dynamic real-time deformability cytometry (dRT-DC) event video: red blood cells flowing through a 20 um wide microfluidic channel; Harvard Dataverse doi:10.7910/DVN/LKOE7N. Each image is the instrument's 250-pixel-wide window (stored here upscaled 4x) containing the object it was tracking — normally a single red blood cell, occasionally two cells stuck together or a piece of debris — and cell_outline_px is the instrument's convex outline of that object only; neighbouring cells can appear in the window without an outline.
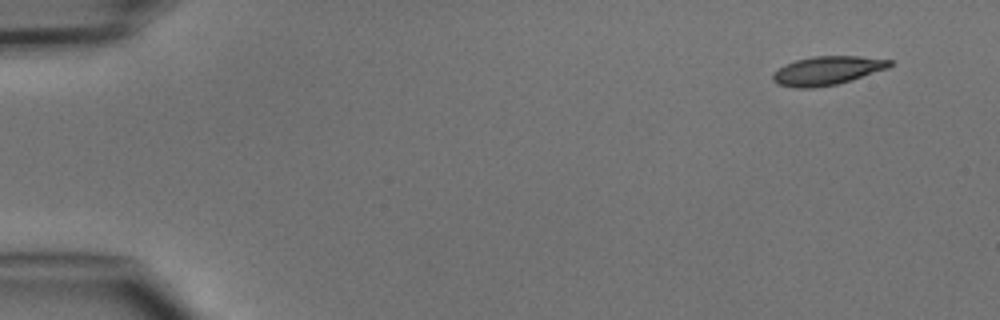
{"species": "common noctule bat (a hibernating species)", "species_latin": "Nyctalus noctula", "temperature_condition": "cold", "stored_images_in_passage": 4, "camera_frame_rate_fps": 3000, "um_per_image_px": 0.085, "animal": {"sex": "male", "body_mass_g": 15.6}, "frame": {"image": 1, "passage_image": 1, "time_ms": 0.0, "image_size_px": [1000, 320], "cell_outline_px": [[892, 64], [888, 68], [852, 80], [836, 84], [812, 88], [796, 88], [776, 84], [772, 80], [772, 76], [784, 64], [796, 60], [812, 56], [860, 56], [892, 60]], "centroid_in_image_um": [70.31, 6.0], "position_along_channel_um": 14.7, "area_um2": 19.54}}
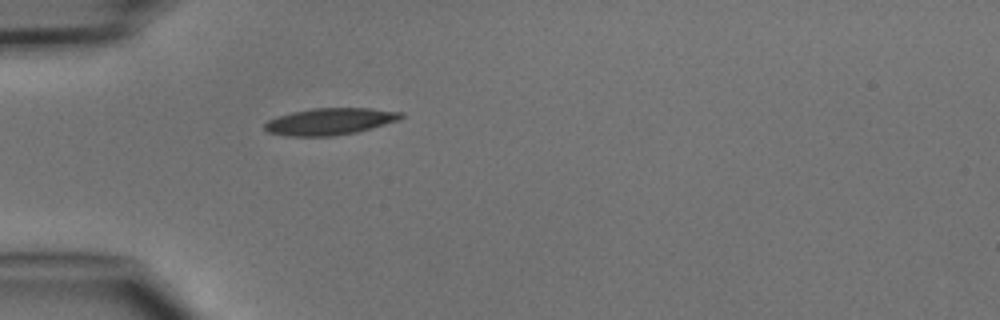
{"frame": {"image": 2, "passage_image": 4, "time_ms": 3.667, "image_size_px": [1000, 320], "cell_outline_px": [[404, 116], [400, 120], [356, 132], [332, 136], [288, 136], [268, 132], [264, 128], [264, 124], [268, 120], [292, 112], [312, 108], [368, 108], [404, 112]], "centroid_in_image_um": [28.07, 10.32], "position_along_channel_um": 56.9, "area_um2": 21.21}}